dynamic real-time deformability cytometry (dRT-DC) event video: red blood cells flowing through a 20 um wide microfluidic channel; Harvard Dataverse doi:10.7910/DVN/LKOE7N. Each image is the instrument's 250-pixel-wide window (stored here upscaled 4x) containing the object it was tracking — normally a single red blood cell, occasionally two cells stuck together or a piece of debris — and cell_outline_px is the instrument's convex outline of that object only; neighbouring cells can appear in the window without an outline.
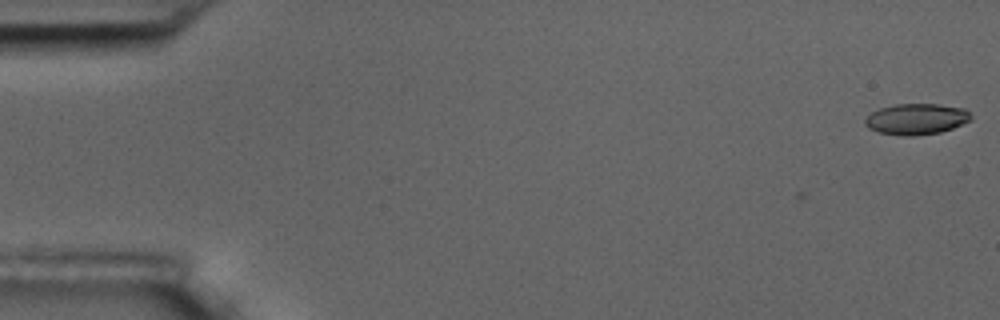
{"species": "common noctule bat (a hibernating species)", "species_latin": "Nyctalus noctula", "temperature_condition": "room temperature", "stored_images_in_passage": 2, "camera_frame_rate_fps": 3000, "um_per_image_px": 0.085, "animal": {"sex": "male", "body_mass_g": 17.5, "forearm_length_mm": 52.3}, "frame": {"image": 1, "passage_image": 2, "time_ms": 0.333, "image_size_px": [1000, 320], "cell_outline_px": [[972, 120], [952, 128], [940, 132], [912, 136], [904, 136], [880, 132], [868, 128], [864, 124], [864, 120], [872, 112], [880, 108], [896, 104], [940, 104], [964, 108], [972, 116]], "centroid_in_image_um": [77.9, 10.11], "position_along_channel_um": 7.1, "area_um2": 19.07}}